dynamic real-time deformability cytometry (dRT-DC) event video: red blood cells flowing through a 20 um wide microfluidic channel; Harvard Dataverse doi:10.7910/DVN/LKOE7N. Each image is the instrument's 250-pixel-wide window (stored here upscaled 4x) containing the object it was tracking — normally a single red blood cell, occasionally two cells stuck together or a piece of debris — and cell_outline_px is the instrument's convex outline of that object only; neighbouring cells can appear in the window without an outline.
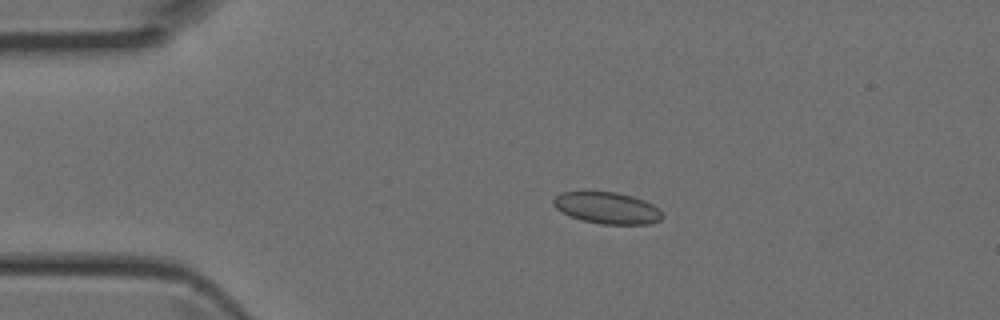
{"species": "Egyptian fruit bat (a non-hibernating species)", "species_latin": "Rousettus aegyptiacus", "temperature_condition": "room temperature", "stored_images_in_passage": 3, "camera_frame_rate_fps": 3000, "um_per_image_px": 0.085, "animal": {"sex": "female"}, "frame": {"image": 1, "passage_image": 2, "time_ms": 0.333, "image_size_px": [1000, 320], "cell_outline_px": [[664, 216], [660, 220], [648, 224], [600, 224], [580, 220], [560, 212], [552, 204], [552, 200], [556, 196], [564, 192], [616, 192], [632, 196], [644, 200], [652, 204]], "centroid_in_image_um": [51.57, 17.68], "position_along_channel_um": 33.4, "area_um2": 20.0}}